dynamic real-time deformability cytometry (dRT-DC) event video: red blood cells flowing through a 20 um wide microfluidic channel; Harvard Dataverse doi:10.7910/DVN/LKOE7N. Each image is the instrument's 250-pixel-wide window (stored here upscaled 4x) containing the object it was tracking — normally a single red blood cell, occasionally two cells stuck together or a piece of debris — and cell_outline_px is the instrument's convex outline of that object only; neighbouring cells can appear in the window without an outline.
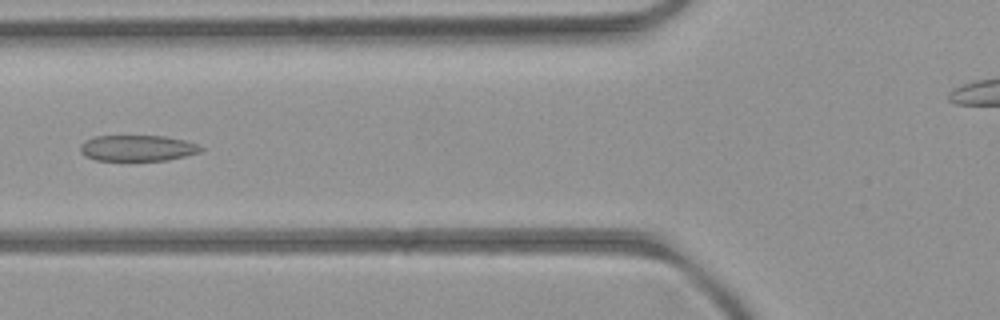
{"species": "common noctule bat (a hibernating species)", "species_latin": "Nyctalus noctula", "temperature_condition": "room temperature", "stored_images_in_passage": 5, "camera_frame_rate_fps": 3000, "um_per_image_px": 0.085, "animal": {"sex": "female", "body_mass_g": 21.9}, "frame": {"image": 1, "passage_image": 4, "time_ms": 3.333, "image_size_px": [1000, 320], "cell_outline_px": [[204, 148], [200, 152], [168, 160], [96, 160], [84, 156], [80, 152], [80, 144], [84, 140], [96, 136], [164, 136], [184, 140], [196, 144]], "centroid_in_image_um": [11.65, 12.59], "position_along_channel_um": 114.2, "area_um2": 18.21}}
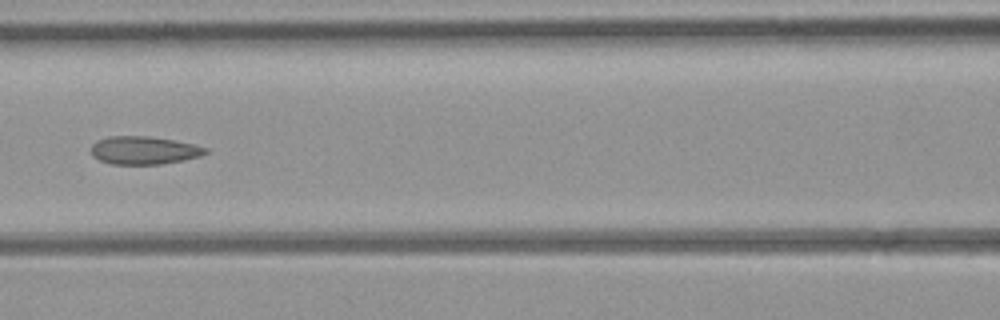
{"frame": {"image": 2, "passage_image": 5, "time_ms": 4.333, "image_size_px": [1000, 320], "cell_outline_px": [[208, 152], [200, 156], [184, 160], [160, 164], [112, 164], [100, 160], [92, 156], [92, 144], [96, 140], [108, 136], [148, 136], [196, 144], [208, 148]], "centroid_in_image_um": [12.24, 12.77], "position_along_channel_um": 154.4, "area_um2": 18.73}}